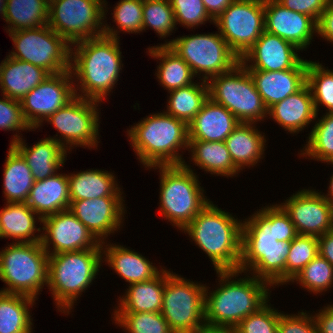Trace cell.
<instances>
[{"label": "cell", "instance_id": "b9f144b4", "mask_svg": "<svg viewBox=\"0 0 333 333\" xmlns=\"http://www.w3.org/2000/svg\"><path fill=\"white\" fill-rule=\"evenodd\" d=\"M316 296L333 288V266L320 254L312 259L290 282ZM323 292V293H322Z\"/></svg>", "mask_w": 333, "mask_h": 333}, {"label": "cell", "instance_id": "2e32d148", "mask_svg": "<svg viewBox=\"0 0 333 333\" xmlns=\"http://www.w3.org/2000/svg\"><path fill=\"white\" fill-rule=\"evenodd\" d=\"M70 70L51 74L20 101L22 113L32 128L40 130L46 119L75 97Z\"/></svg>", "mask_w": 333, "mask_h": 333}, {"label": "cell", "instance_id": "83f0119b", "mask_svg": "<svg viewBox=\"0 0 333 333\" xmlns=\"http://www.w3.org/2000/svg\"><path fill=\"white\" fill-rule=\"evenodd\" d=\"M37 221L42 226V218L26 203H5L0 209V239L11 238L12 243L41 242L42 227L37 228Z\"/></svg>", "mask_w": 333, "mask_h": 333}, {"label": "cell", "instance_id": "d6986e66", "mask_svg": "<svg viewBox=\"0 0 333 333\" xmlns=\"http://www.w3.org/2000/svg\"><path fill=\"white\" fill-rule=\"evenodd\" d=\"M125 205L124 197H101L70 202L68 210L102 243L124 226Z\"/></svg>", "mask_w": 333, "mask_h": 333}, {"label": "cell", "instance_id": "74e56055", "mask_svg": "<svg viewBox=\"0 0 333 333\" xmlns=\"http://www.w3.org/2000/svg\"><path fill=\"white\" fill-rule=\"evenodd\" d=\"M49 0H7L6 33L48 25Z\"/></svg>", "mask_w": 333, "mask_h": 333}, {"label": "cell", "instance_id": "ab89813d", "mask_svg": "<svg viewBox=\"0 0 333 333\" xmlns=\"http://www.w3.org/2000/svg\"><path fill=\"white\" fill-rule=\"evenodd\" d=\"M314 123L298 156L326 164L333 158V113H322Z\"/></svg>", "mask_w": 333, "mask_h": 333}, {"label": "cell", "instance_id": "7c38bea8", "mask_svg": "<svg viewBox=\"0 0 333 333\" xmlns=\"http://www.w3.org/2000/svg\"><path fill=\"white\" fill-rule=\"evenodd\" d=\"M101 105V102L75 96L46 119L45 123L53 125L60 134L48 138L57 141L70 153L77 146L98 149Z\"/></svg>", "mask_w": 333, "mask_h": 333}, {"label": "cell", "instance_id": "f5cc1de1", "mask_svg": "<svg viewBox=\"0 0 333 333\" xmlns=\"http://www.w3.org/2000/svg\"><path fill=\"white\" fill-rule=\"evenodd\" d=\"M317 37L333 45V2H328L317 21Z\"/></svg>", "mask_w": 333, "mask_h": 333}, {"label": "cell", "instance_id": "f35d334b", "mask_svg": "<svg viewBox=\"0 0 333 333\" xmlns=\"http://www.w3.org/2000/svg\"><path fill=\"white\" fill-rule=\"evenodd\" d=\"M111 12L116 26L107 24L108 2L104 0V31L103 35L120 40L121 32L138 34L143 32V0H119ZM107 11V12H106Z\"/></svg>", "mask_w": 333, "mask_h": 333}, {"label": "cell", "instance_id": "680465c9", "mask_svg": "<svg viewBox=\"0 0 333 333\" xmlns=\"http://www.w3.org/2000/svg\"><path fill=\"white\" fill-rule=\"evenodd\" d=\"M333 173V172H332ZM329 186H328V193H323L322 195L331 203L333 201V174H331V177L329 178Z\"/></svg>", "mask_w": 333, "mask_h": 333}, {"label": "cell", "instance_id": "f546056e", "mask_svg": "<svg viewBox=\"0 0 333 333\" xmlns=\"http://www.w3.org/2000/svg\"><path fill=\"white\" fill-rule=\"evenodd\" d=\"M50 74L43 68L6 55L0 70V93L10 99H21Z\"/></svg>", "mask_w": 333, "mask_h": 333}, {"label": "cell", "instance_id": "db71d44e", "mask_svg": "<svg viewBox=\"0 0 333 333\" xmlns=\"http://www.w3.org/2000/svg\"><path fill=\"white\" fill-rule=\"evenodd\" d=\"M331 303L312 312L318 333H333V304Z\"/></svg>", "mask_w": 333, "mask_h": 333}, {"label": "cell", "instance_id": "8992f818", "mask_svg": "<svg viewBox=\"0 0 333 333\" xmlns=\"http://www.w3.org/2000/svg\"><path fill=\"white\" fill-rule=\"evenodd\" d=\"M190 164L185 161L182 165H158L146 169L159 170V216L181 232L211 202L195 167Z\"/></svg>", "mask_w": 333, "mask_h": 333}, {"label": "cell", "instance_id": "30bf717a", "mask_svg": "<svg viewBox=\"0 0 333 333\" xmlns=\"http://www.w3.org/2000/svg\"><path fill=\"white\" fill-rule=\"evenodd\" d=\"M169 40L157 45H168L189 65L199 81L229 72L240 62L219 31L182 35Z\"/></svg>", "mask_w": 333, "mask_h": 333}, {"label": "cell", "instance_id": "ac0fdd59", "mask_svg": "<svg viewBox=\"0 0 333 333\" xmlns=\"http://www.w3.org/2000/svg\"><path fill=\"white\" fill-rule=\"evenodd\" d=\"M41 227V244L48 255L102 249L101 242L68 209L43 218Z\"/></svg>", "mask_w": 333, "mask_h": 333}, {"label": "cell", "instance_id": "3957f363", "mask_svg": "<svg viewBox=\"0 0 333 333\" xmlns=\"http://www.w3.org/2000/svg\"><path fill=\"white\" fill-rule=\"evenodd\" d=\"M291 242L277 241L273 226V203L243 219L239 270L269 282L274 288L286 284V258Z\"/></svg>", "mask_w": 333, "mask_h": 333}, {"label": "cell", "instance_id": "7a4b0ae2", "mask_svg": "<svg viewBox=\"0 0 333 333\" xmlns=\"http://www.w3.org/2000/svg\"><path fill=\"white\" fill-rule=\"evenodd\" d=\"M215 272L218 287L215 286L214 290L206 283L205 288L206 324L236 327L248 315L258 311L271 299L272 291L270 290L272 289L270 288L274 289V287L263 279L241 270ZM211 288L212 291H210Z\"/></svg>", "mask_w": 333, "mask_h": 333}, {"label": "cell", "instance_id": "e575fe53", "mask_svg": "<svg viewBox=\"0 0 333 333\" xmlns=\"http://www.w3.org/2000/svg\"><path fill=\"white\" fill-rule=\"evenodd\" d=\"M3 168L5 202L26 203L35 179L25 159L12 145H9Z\"/></svg>", "mask_w": 333, "mask_h": 333}, {"label": "cell", "instance_id": "4dcf8cb0", "mask_svg": "<svg viewBox=\"0 0 333 333\" xmlns=\"http://www.w3.org/2000/svg\"><path fill=\"white\" fill-rule=\"evenodd\" d=\"M117 177L111 171L86 169L68 173L70 202L101 197H125Z\"/></svg>", "mask_w": 333, "mask_h": 333}, {"label": "cell", "instance_id": "6da1fadb", "mask_svg": "<svg viewBox=\"0 0 333 333\" xmlns=\"http://www.w3.org/2000/svg\"><path fill=\"white\" fill-rule=\"evenodd\" d=\"M120 45L119 39L105 35L71 45L70 72L76 96L101 103L108 99L124 66Z\"/></svg>", "mask_w": 333, "mask_h": 333}, {"label": "cell", "instance_id": "44dd1931", "mask_svg": "<svg viewBox=\"0 0 333 333\" xmlns=\"http://www.w3.org/2000/svg\"><path fill=\"white\" fill-rule=\"evenodd\" d=\"M264 18L265 31L291 42L302 51H306L317 36V23L310 16L289 10L277 0H265Z\"/></svg>", "mask_w": 333, "mask_h": 333}, {"label": "cell", "instance_id": "94428289", "mask_svg": "<svg viewBox=\"0 0 333 333\" xmlns=\"http://www.w3.org/2000/svg\"><path fill=\"white\" fill-rule=\"evenodd\" d=\"M327 165H330L331 164V166L333 167V158L328 162V163H326Z\"/></svg>", "mask_w": 333, "mask_h": 333}, {"label": "cell", "instance_id": "7bdbcfd3", "mask_svg": "<svg viewBox=\"0 0 333 333\" xmlns=\"http://www.w3.org/2000/svg\"><path fill=\"white\" fill-rule=\"evenodd\" d=\"M117 327L126 333H174L161 312H112Z\"/></svg>", "mask_w": 333, "mask_h": 333}, {"label": "cell", "instance_id": "91938a15", "mask_svg": "<svg viewBox=\"0 0 333 333\" xmlns=\"http://www.w3.org/2000/svg\"><path fill=\"white\" fill-rule=\"evenodd\" d=\"M6 6H7V0H0V16L2 20H5Z\"/></svg>", "mask_w": 333, "mask_h": 333}, {"label": "cell", "instance_id": "681fc988", "mask_svg": "<svg viewBox=\"0 0 333 333\" xmlns=\"http://www.w3.org/2000/svg\"><path fill=\"white\" fill-rule=\"evenodd\" d=\"M301 311V312H300ZM296 314L284 311L279 316V333H318L312 313L301 310ZM308 312V313H307Z\"/></svg>", "mask_w": 333, "mask_h": 333}, {"label": "cell", "instance_id": "11a10c76", "mask_svg": "<svg viewBox=\"0 0 333 333\" xmlns=\"http://www.w3.org/2000/svg\"><path fill=\"white\" fill-rule=\"evenodd\" d=\"M319 254L333 266V231L318 237Z\"/></svg>", "mask_w": 333, "mask_h": 333}, {"label": "cell", "instance_id": "d590c367", "mask_svg": "<svg viewBox=\"0 0 333 333\" xmlns=\"http://www.w3.org/2000/svg\"><path fill=\"white\" fill-rule=\"evenodd\" d=\"M32 297L0 291V333H33Z\"/></svg>", "mask_w": 333, "mask_h": 333}, {"label": "cell", "instance_id": "f1b7e54d", "mask_svg": "<svg viewBox=\"0 0 333 333\" xmlns=\"http://www.w3.org/2000/svg\"><path fill=\"white\" fill-rule=\"evenodd\" d=\"M26 204L42 219L69 209L68 174L57 172L44 180H35Z\"/></svg>", "mask_w": 333, "mask_h": 333}, {"label": "cell", "instance_id": "ee69618b", "mask_svg": "<svg viewBox=\"0 0 333 333\" xmlns=\"http://www.w3.org/2000/svg\"><path fill=\"white\" fill-rule=\"evenodd\" d=\"M149 28L162 40L178 29L169 0H143V32Z\"/></svg>", "mask_w": 333, "mask_h": 333}, {"label": "cell", "instance_id": "8d00e7d4", "mask_svg": "<svg viewBox=\"0 0 333 333\" xmlns=\"http://www.w3.org/2000/svg\"><path fill=\"white\" fill-rule=\"evenodd\" d=\"M197 82V83H196ZM166 114L184 121L187 125L209 98L207 81L198 82L168 92Z\"/></svg>", "mask_w": 333, "mask_h": 333}, {"label": "cell", "instance_id": "cb8c5ba5", "mask_svg": "<svg viewBox=\"0 0 333 333\" xmlns=\"http://www.w3.org/2000/svg\"><path fill=\"white\" fill-rule=\"evenodd\" d=\"M270 118L293 136L309 128L318 118L309 86L305 84L295 94L271 106L267 119Z\"/></svg>", "mask_w": 333, "mask_h": 333}, {"label": "cell", "instance_id": "277c9868", "mask_svg": "<svg viewBox=\"0 0 333 333\" xmlns=\"http://www.w3.org/2000/svg\"><path fill=\"white\" fill-rule=\"evenodd\" d=\"M141 119L126 130L139 163L145 169L158 165H182L185 159L180 153L188 150V125L163 110Z\"/></svg>", "mask_w": 333, "mask_h": 333}, {"label": "cell", "instance_id": "7402d4cb", "mask_svg": "<svg viewBox=\"0 0 333 333\" xmlns=\"http://www.w3.org/2000/svg\"><path fill=\"white\" fill-rule=\"evenodd\" d=\"M101 246L102 262L113 269L128 285L150 281L164 268L161 265H153L148 258L130 247L109 241L102 242Z\"/></svg>", "mask_w": 333, "mask_h": 333}, {"label": "cell", "instance_id": "6125c7cd", "mask_svg": "<svg viewBox=\"0 0 333 333\" xmlns=\"http://www.w3.org/2000/svg\"><path fill=\"white\" fill-rule=\"evenodd\" d=\"M331 209H332V215H333V201L331 202Z\"/></svg>", "mask_w": 333, "mask_h": 333}, {"label": "cell", "instance_id": "4fadbf2b", "mask_svg": "<svg viewBox=\"0 0 333 333\" xmlns=\"http://www.w3.org/2000/svg\"><path fill=\"white\" fill-rule=\"evenodd\" d=\"M8 56L45 69L50 75L70 70L71 45L48 25L8 32Z\"/></svg>", "mask_w": 333, "mask_h": 333}, {"label": "cell", "instance_id": "5b68a950", "mask_svg": "<svg viewBox=\"0 0 333 333\" xmlns=\"http://www.w3.org/2000/svg\"><path fill=\"white\" fill-rule=\"evenodd\" d=\"M232 214L211 201L182 230L208 256L214 271L239 270L243 220Z\"/></svg>", "mask_w": 333, "mask_h": 333}, {"label": "cell", "instance_id": "e0dca14e", "mask_svg": "<svg viewBox=\"0 0 333 333\" xmlns=\"http://www.w3.org/2000/svg\"><path fill=\"white\" fill-rule=\"evenodd\" d=\"M314 188H303L278 204L289 215L298 235L320 237L333 231L331 203Z\"/></svg>", "mask_w": 333, "mask_h": 333}, {"label": "cell", "instance_id": "7dc6e473", "mask_svg": "<svg viewBox=\"0 0 333 333\" xmlns=\"http://www.w3.org/2000/svg\"><path fill=\"white\" fill-rule=\"evenodd\" d=\"M282 312L271 305L269 300L258 311L243 319L235 327L236 331L237 333H277L279 316Z\"/></svg>", "mask_w": 333, "mask_h": 333}, {"label": "cell", "instance_id": "bcb514c9", "mask_svg": "<svg viewBox=\"0 0 333 333\" xmlns=\"http://www.w3.org/2000/svg\"><path fill=\"white\" fill-rule=\"evenodd\" d=\"M174 12L176 25L187 29H197L201 25L214 24L202 0H169Z\"/></svg>", "mask_w": 333, "mask_h": 333}, {"label": "cell", "instance_id": "603a6c76", "mask_svg": "<svg viewBox=\"0 0 333 333\" xmlns=\"http://www.w3.org/2000/svg\"><path fill=\"white\" fill-rule=\"evenodd\" d=\"M309 60L298 67L282 71L248 70L267 109L295 94L306 84Z\"/></svg>", "mask_w": 333, "mask_h": 333}, {"label": "cell", "instance_id": "60d3db41", "mask_svg": "<svg viewBox=\"0 0 333 333\" xmlns=\"http://www.w3.org/2000/svg\"><path fill=\"white\" fill-rule=\"evenodd\" d=\"M306 84L311 90L316 113L320 114V106L325 107V113H333V69L318 61L309 60Z\"/></svg>", "mask_w": 333, "mask_h": 333}, {"label": "cell", "instance_id": "d6a6232c", "mask_svg": "<svg viewBox=\"0 0 333 333\" xmlns=\"http://www.w3.org/2000/svg\"><path fill=\"white\" fill-rule=\"evenodd\" d=\"M187 151L190 153L188 162L207 174L233 178L241 172L234 165L225 142L189 140Z\"/></svg>", "mask_w": 333, "mask_h": 333}, {"label": "cell", "instance_id": "9f6ffc18", "mask_svg": "<svg viewBox=\"0 0 333 333\" xmlns=\"http://www.w3.org/2000/svg\"><path fill=\"white\" fill-rule=\"evenodd\" d=\"M209 16L215 21L234 0H202Z\"/></svg>", "mask_w": 333, "mask_h": 333}, {"label": "cell", "instance_id": "4316f807", "mask_svg": "<svg viewBox=\"0 0 333 333\" xmlns=\"http://www.w3.org/2000/svg\"><path fill=\"white\" fill-rule=\"evenodd\" d=\"M256 123H242L226 138L225 143L234 165L242 172L264 159L267 149L265 133Z\"/></svg>", "mask_w": 333, "mask_h": 333}, {"label": "cell", "instance_id": "52a82bcc", "mask_svg": "<svg viewBox=\"0 0 333 333\" xmlns=\"http://www.w3.org/2000/svg\"><path fill=\"white\" fill-rule=\"evenodd\" d=\"M102 249H85L49 255L47 289L57 312L70 315L82 293L97 279Z\"/></svg>", "mask_w": 333, "mask_h": 333}, {"label": "cell", "instance_id": "c3c4849f", "mask_svg": "<svg viewBox=\"0 0 333 333\" xmlns=\"http://www.w3.org/2000/svg\"><path fill=\"white\" fill-rule=\"evenodd\" d=\"M0 96V129L6 131H13V137L9 145H13L20 139H22L21 132L23 131H36L32 130L29 124L26 122L20 101L10 99L5 95ZM15 131V132H14ZM20 131V132H19Z\"/></svg>", "mask_w": 333, "mask_h": 333}, {"label": "cell", "instance_id": "9c48e42d", "mask_svg": "<svg viewBox=\"0 0 333 333\" xmlns=\"http://www.w3.org/2000/svg\"><path fill=\"white\" fill-rule=\"evenodd\" d=\"M209 98L224 106L242 123H256L268 117L261 95L247 68L239 62L229 72L211 77Z\"/></svg>", "mask_w": 333, "mask_h": 333}, {"label": "cell", "instance_id": "8fae6325", "mask_svg": "<svg viewBox=\"0 0 333 333\" xmlns=\"http://www.w3.org/2000/svg\"><path fill=\"white\" fill-rule=\"evenodd\" d=\"M205 288L165 267L161 314L174 333H194L205 324Z\"/></svg>", "mask_w": 333, "mask_h": 333}, {"label": "cell", "instance_id": "484cf974", "mask_svg": "<svg viewBox=\"0 0 333 333\" xmlns=\"http://www.w3.org/2000/svg\"><path fill=\"white\" fill-rule=\"evenodd\" d=\"M12 146L25 159L35 180H44L60 171L69 153L61 144L48 137L32 146L22 138Z\"/></svg>", "mask_w": 333, "mask_h": 333}, {"label": "cell", "instance_id": "5bb4252c", "mask_svg": "<svg viewBox=\"0 0 333 333\" xmlns=\"http://www.w3.org/2000/svg\"><path fill=\"white\" fill-rule=\"evenodd\" d=\"M48 26L70 45L101 36L104 0H49Z\"/></svg>", "mask_w": 333, "mask_h": 333}, {"label": "cell", "instance_id": "ba28073f", "mask_svg": "<svg viewBox=\"0 0 333 333\" xmlns=\"http://www.w3.org/2000/svg\"><path fill=\"white\" fill-rule=\"evenodd\" d=\"M48 253L41 242L10 243L0 251L1 292L22 294L38 300L47 287Z\"/></svg>", "mask_w": 333, "mask_h": 333}, {"label": "cell", "instance_id": "1f68e13d", "mask_svg": "<svg viewBox=\"0 0 333 333\" xmlns=\"http://www.w3.org/2000/svg\"><path fill=\"white\" fill-rule=\"evenodd\" d=\"M127 287L123 295L118 297L113 312H161L165 268L152 280L133 283Z\"/></svg>", "mask_w": 333, "mask_h": 333}, {"label": "cell", "instance_id": "f907efd6", "mask_svg": "<svg viewBox=\"0 0 333 333\" xmlns=\"http://www.w3.org/2000/svg\"><path fill=\"white\" fill-rule=\"evenodd\" d=\"M273 226L277 241L291 242L298 235L289 215L277 202L273 204Z\"/></svg>", "mask_w": 333, "mask_h": 333}, {"label": "cell", "instance_id": "6f0895ef", "mask_svg": "<svg viewBox=\"0 0 333 333\" xmlns=\"http://www.w3.org/2000/svg\"><path fill=\"white\" fill-rule=\"evenodd\" d=\"M194 333H237V331L235 327L213 326L205 323Z\"/></svg>", "mask_w": 333, "mask_h": 333}, {"label": "cell", "instance_id": "ffe728a7", "mask_svg": "<svg viewBox=\"0 0 333 333\" xmlns=\"http://www.w3.org/2000/svg\"><path fill=\"white\" fill-rule=\"evenodd\" d=\"M300 51L291 42L264 31L240 62L247 70H288L298 67L305 60L298 54Z\"/></svg>", "mask_w": 333, "mask_h": 333}, {"label": "cell", "instance_id": "f6af8a7d", "mask_svg": "<svg viewBox=\"0 0 333 333\" xmlns=\"http://www.w3.org/2000/svg\"><path fill=\"white\" fill-rule=\"evenodd\" d=\"M319 254L318 237L297 235L292 241L286 258V285Z\"/></svg>", "mask_w": 333, "mask_h": 333}, {"label": "cell", "instance_id": "9a60e30c", "mask_svg": "<svg viewBox=\"0 0 333 333\" xmlns=\"http://www.w3.org/2000/svg\"><path fill=\"white\" fill-rule=\"evenodd\" d=\"M265 0H234L214 26L241 59L265 31Z\"/></svg>", "mask_w": 333, "mask_h": 333}, {"label": "cell", "instance_id": "816d5d0a", "mask_svg": "<svg viewBox=\"0 0 333 333\" xmlns=\"http://www.w3.org/2000/svg\"><path fill=\"white\" fill-rule=\"evenodd\" d=\"M289 10L310 16L316 23L328 5V0H277Z\"/></svg>", "mask_w": 333, "mask_h": 333}, {"label": "cell", "instance_id": "836d02e7", "mask_svg": "<svg viewBox=\"0 0 333 333\" xmlns=\"http://www.w3.org/2000/svg\"><path fill=\"white\" fill-rule=\"evenodd\" d=\"M146 50L151 58L159 60L154 76L164 90L170 92L195 83L196 76L189 65L168 45L149 46Z\"/></svg>", "mask_w": 333, "mask_h": 333}, {"label": "cell", "instance_id": "d4e9b609", "mask_svg": "<svg viewBox=\"0 0 333 333\" xmlns=\"http://www.w3.org/2000/svg\"><path fill=\"white\" fill-rule=\"evenodd\" d=\"M239 123L229 110L208 98L188 124L189 140L225 142Z\"/></svg>", "mask_w": 333, "mask_h": 333}]
</instances>
